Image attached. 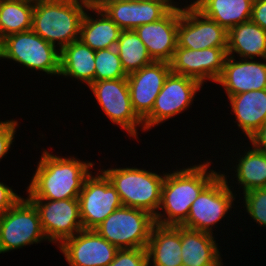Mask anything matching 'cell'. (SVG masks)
<instances>
[{"label":"cell","mask_w":266,"mask_h":266,"mask_svg":"<svg viewBox=\"0 0 266 266\" xmlns=\"http://www.w3.org/2000/svg\"><path fill=\"white\" fill-rule=\"evenodd\" d=\"M27 186L29 200H62L79 197L94 163L71 156H56L44 149Z\"/></svg>","instance_id":"1"},{"label":"cell","mask_w":266,"mask_h":266,"mask_svg":"<svg viewBox=\"0 0 266 266\" xmlns=\"http://www.w3.org/2000/svg\"><path fill=\"white\" fill-rule=\"evenodd\" d=\"M116 49L123 69L127 74L140 70L153 62L145 44L134 30H122Z\"/></svg>","instance_id":"29"},{"label":"cell","mask_w":266,"mask_h":266,"mask_svg":"<svg viewBox=\"0 0 266 266\" xmlns=\"http://www.w3.org/2000/svg\"><path fill=\"white\" fill-rule=\"evenodd\" d=\"M89 3L90 5H97L101 0H81Z\"/></svg>","instance_id":"37"},{"label":"cell","mask_w":266,"mask_h":266,"mask_svg":"<svg viewBox=\"0 0 266 266\" xmlns=\"http://www.w3.org/2000/svg\"><path fill=\"white\" fill-rule=\"evenodd\" d=\"M227 56V47L201 50L176 47L169 64L172 73L187 76L204 85L206 80L216 83Z\"/></svg>","instance_id":"14"},{"label":"cell","mask_w":266,"mask_h":266,"mask_svg":"<svg viewBox=\"0 0 266 266\" xmlns=\"http://www.w3.org/2000/svg\"><path fill=\"white\" fill-rule=\"evenodd\" d=\"M97 171L85 179L78 197L83 229H95L112 212L123 206L111 181L100 169Z\"/></svg>","instance_id":"11"},{"label":"cell","mask_w":266,"mask_h":266,"mask_svg":"<svg viewBox=\"0 0 266 266\" xmlns=\"http://www.w3.org/2000/svg\"><path fill=\"white\" fill-rule=\"evenodd\" d=\"M118 192L122 205L142 209L155 216L161 203L165 178L157 172L137 167L100 169Z\"/></svg>","instance_id":"4"},{"label":"cell","mask_w":266,"mask_h":266,"mask_svg":"<svg viewBox=\"0 0 266 266\" xmlns=\"http://www.w3.org/2000/svg\"><path fill=\"white\" fill-rule=\"evenodd\" d=\"M248 139L255 149L266 153V122Z\"/></svg>","instance_id":"36"},{"label":"cell","mask_w":266,"mask_h":266,"mask_svg":"<svg viewBox=\"0 0 266 266\" xmlns=\"http://www.w3.org/2000/svg\"><path fill=\"white\" fill-rule=\"evenodd\" d=\"M34 5L26 0L0 1V41L9 35L32 29Z\"/></svg>","instance_id":"28"},{"label":"cell","mask_w":266,"mask_h":266,"mask_svg":"<svg viewBox=\"0 0 266 266\" xmlns=\"http://www.w3.org/2000/svg\"><path fill=\"white\" fill-rule=\"evenodd\" d=\"M26 1L37 3V2H44V1H50V0H26Z\"/></svg>","instance_id":"38"},{"label":"cell","mask_w":266,"mask_h":266,"mask_svg":"<svg viewBox=\"0 0 266 266\" xmlns=\"http://www.w3.org/2000/svg\"><path fill=\"white\" fill-rule=\"evenodd\" d=\"M227 177L229 176L219 173L201 191L190 207L187 220L181 226L214 234L213 227L216 228V224L232 211V206H235L234 187L229 186Z\"/></svg>","instance_id":"6"},{"label":"cell","mask_w":266,"mask_h":266,"mask_svg":"<svg viewBox=\"0 0 266 266\" xmlns=\"http://www.w3.org/2000/svg\"><path fill=\"white\" fill-rule=\"evenodd\" d=\"M36 207L42 230L49 243L59 246L83 229L79 199L30 200Z\"/></svg>","instance_id":"13"},{"label":"cell","mask_w":266,"mask_h":266,"mask_svg":"<svg viewBox=\"0 0 266 266\" xmlns=\"http://www.w3.org/2000/svg\"><path fill=\"white\" fill-rule=\"evenodd\" d=\"M240 59L266 58V31L251 20L228 30L227 55Z\"/></svg>","instance_id":"24"},{"label":"cell","mask_w":266,"mask_h":266,"mask_svg":"<svg viewBox=\"0 0 266 266\" xmlns=\"http://www.w3.org/2000/svg\"><path fill=\"white\" fill-rule=\"evenodd\" d=\"M191 3L227 31L249 21L253 7V3L248 0H193Z\"/></svg>","instance_id":"26"},{"label":"cell","mask_w":266,"mask_h":266,"mask_svg":"<svg viewBox=\"0 0 266 266\" xmlns=\"http://www.w3.org/2000/svg\"><path fill=\"white\" fill-rule=\"evenodd\" d=\"M88 11L95 12V16ZM88 11H85L81 22L79 40L95 51L116 47L122 29L98 6L91 5Z\"/></svg>","instance_id":"22"},{"label":"cell","mask_w":266,"mask_h":266,"mask_svg":"<svg viewBox=\"0 0 266 266\" xmlns=\"http://www.w3.org/2000/svg\"><path fill=\"white\" fill-rule=\"evenodd\" d=\"M243 194L246 212L261 227H266V188H255Z\"/></svg>","instance_id":"31"},{"label":"cell","mask_w":266,"mask_h":266,"mask_svg":"<svg viewBox=\"0 0 266 266\" xmlns=\"http://www.w3.org/2000/svg\"><path fill=\"white\" fill-rule=\"evenodd\" d=\"M15 61L27 69L59 76L60 51L32 29L9 35L0 41V60Z\"/></svg>","instance_id":"5"},{"label":"cell","mask_w":266,"mask_h":266,"mask_svg":"<svg viewBox=\"0 0 266 266\" xmlns=\"http://www.w3.org/2000/svg\"><path fill=\"white\" fill-rule=\"evenodd\" d=\"M116 47L95 51V81L127 78Z\"/></svg>","instance_id":"30"},{"label":"cell","mask_w":266,"mask_h":266,"mask_svg":"<svg viewBox=\"0 0 266 266\" xmlns=\"http://www.w3.org/2000/svg\"><path fill=\"white\" fill-rule=\"evenodd\" d=\"M21 198L11 187L0 182V215L11 209Z\"/></svg>","instance_id":"34"},{"label":"cell","mask_w":266,"mask_h":266,"mask_svg":"<svg viewBox=\"0 0 266 266\" xmlns=\"http://www.w3.org/2000/svg\"><path fill=\"white\" fill-rule=\"evenodd\" d=\"M59 76L71 77L88 87L95 82V50L76 40L60 51Z\"/></svg>","instance_id":"25"},{"label":"cell","mask_w":266,"mask_h":266,"mask_svg":"<svg viewBox=\"0 0 266 266\" xmlns=\"http://www.w3.org/2000/svg\"><path fill=\"white\" fill-rule=\"evenodd\" d=\"M243 153L240 159L237 157L238 164L232 167L236 169V184L241 185L242 193L255 188H266V153L253 146Z\"/></svg>","instance_id":"27"},{"label":"cell","mask_w":266,"mask_h":266,"mask_svg":"<svg viewBox=\"0 0 266 266\" xmlns=\"http://www.w3.org/2000/svg\"><path fill=\"white\" fill-rule=\"evenodd\" d=\"M248 1H250L251 3H256V2H258L259 0H248Z\"/></svg>","instance_id":"40"},{"label":"cell","mask_w":266,"mask_h":266,"mask_svg":"<svg viewBox=\"0 0 266 266\" xmlns=\"http://www.w3.org/2000/svg\"><path fill=\"white\" fill-rule=\"evenodd\" d=\"M171 72L170 64L153 61L127 76L131 104L137 116L143 120L152 110L166 77Z\"/></svg>","instance_id":"17"},{"label":"cell","mask_w":266,"mask_h":266,"mask_svg":"<svg viewBox=\"0 0 266 266\" xmlns=\"http://www.w3.org/2000/svg\"><path fill=\"white\" fill-rule=\"evenodd\" d=\"M180 6L175 5L160 20L134 29L153 61L170 62L177 47Z\"/></svg>","instance_id":"18"},{"label":"cell","mask_w":266,"mask_h":266,"mask_svg":"<svg viewBox=\"0 0 266 266\" xmlns=\"http://www.w3.org/2000/svg\"><path fill=\"white\" fill-rule=\"evenodd\" d=\"M46 240L39 213L27 197L0 215V254Z\"/></svg>","instance_id":"8"},{"label":"cell","mask_w":266,"mask_h":266,"mask_svg":"<svg viewBox=\"0 0 266 266\" xmlns=\"http://www.w3.org/2000/svg\"><path fill=\"white\" fill-rule=\"evenodd\" d=\"M89 89L107 118L124 129L130 137L138 139L137 127H142L144 131V125L133 110L127 79L95 81Z\"/></svg>","instance_id":"9"},{"label":"cell","mask_w":266,"mask_h":266,"mask_svg":"<svg viewBox=\"0 0 266 266\" xmlns=\"http://www.w3.org/2000/svg\"><path fill=\"white\" fill-rule=\"evenodd\" d=\"M202 86L195 79L170 72L155 99L151 112L142 120L144 131H149L152 127L188 110Z\"/></svg>","instance_id":"10"},{"label":"cell","mask_w":266,"mask_h":266,"mask_svg":"<svg viewBox=\"0 0 266 266\" xmlns=\"http://www.w3.org/2000/svg\"><path fill=\"white\" fill-rule=\"evenodd\" d=\"M17 126V120L0 121V161L9 153L14 142Z\"/></svg>","instance_id":"33"},{"label":"cell","mask_w":266,"mask_h":266,"mask_svg":"<svg viewBox=\"0 0 266 266\" xmlns=\"http://www.w3.org/2000/svg\"><path fill=\"white\" fill-rule=\"evenodd\" d=\"M208 160L177 171L165 172L161 203L154 216L156 224L181 226L189 215L190 207L201 191L221 172L209 167ZM164 209V210H163ZM162 210V211H161ZM163 213H161V212Z\"/></svg>","instance_id":"2"},{"label":"cell","mask_w":266,"mask_h":266,"mask_svg":"<svg viewBox=\"0 0 266 266\" xmlns=\"http://www.w3.org/2000/svg\"><path fill=\"white\" fill-rule=\"evenodd\" d=\"M154 224V216L149 212L122 206L95 230L118 249L146 248Z\"/></svg>","instance_id":"7"},{"label":"cell","mask_w":266,"mask_h":266,"mask_svg":"<svg viewBox=\"0 0 266 266\" xmlns=\"http://www.w3.org/2000/svg\"><path fill=\"white\" fill-rule=\"evenodd\" d=\"M176 4L177 2L173 0H144L140 2L101 0L96 6L122 30H134L138 26L160 20Z\"/></svg>","instance_id":"16"},{"label":"cell","mask_w":266,"mask_h":266,"mask_svg":"<svg viewBox=\"0 0 266 266\" xmlns=\"http://www.w3.org/2000/svg\"><path fill=\"white\" fill-rule=\"evenodd\" d=\"M121 1H126V2H140V1H144V0H121Z\"/></svg>","instance_id":"39"},{"label":"cell","mask_w":266,"mask_h":266,"mask_svg":"<svg viewBox=\"0 0 266 266\" xmlns=\"http://www.w3.org/2000/svg\"><path fill=\"white\" fill-rule=\"evenodd\" d=\"M237 126L248 138L266 122V89L227 97Z\"/></svg>","instance_id":"23"},{"label":"cell","mask_w":266,"mask_h":266,"mask_svg":"<svg viewBox=\"0 0 266 266\" xmlns=\"http://www.w3.org/2000/svg\"><path fill=\"white\" fill-rule=\"evenodd\" d=\"M90 6L81 0L37 2L33 10L32 30L61 51L66 45L79 40L81 22Z\"/></svg>","instance_id":"3"},{"label":"cell","mask_w":266,"mask_h":266,"mask_svg":"<svg viewBox=\"0 0 266 266\" xmlns=\"http://www.w3.org/2000/svg\"><path fill=\"white\" fill-rule=\"evenodd\" d=\"M57 247L69 266H108L119 250L95 229H82Z\"/></svg>","instance_id":"15"},{"label":"cell","mask_w":266,"mask_h":266,"mask_svg":"<svg viewBox=\"0 0 266 266\" xmlns=\"http://www.w3.org/2000/svg\"><path fill=\"white\" fill-rule=\"evenodd\" d=\"M258 60L260 59L255 61L239 58L237 61L236 57H226L223 71L216 83L224 88L227 97L266 89V58L265 62Z\"/></svg>","instance_id":"19"},{"label":"cell","mask_w":266,"mask_h":266,"mask_svg":"<svg viewBox=\"0 0 266 266\" xmlns=\"http://www.w3.org/2000/svg\"><path fill=\"white\" fill-rule=\"evenodd\" d=\"M250 20L266 31V0H259L253 4Z\"/></svg>","instance_id":"35"},{"label":"cell","mask_w":266,"mask_h":266,"mask_svg":"<svg viewBox=\"0 0 266 266\" xmlns=\"http://www.w3.org/2000/svg\"><path fill=\"white\" fill-rule=\"evenodd\" d=\"M148 266H182L181 226L154 224L146 246Z\"/></svg>","instance_id":"21"},{"label":"cell","mask_w":266,"mask_h":266,"mask_svg":"<svg viewBox=\"0 0 266 266\" xmlns=\"http://www.w3.org/2000/svg\"><path fill=\"white\" fill-rule=\"evenodd\" d=\"M108 266H148L146 248L119 249Z\"/></svg>","instance_id":"32"},{"label":"cell","mask_w":266,"mask_h":266,"mask_svg":"<svg viewBox=\"0 0 266 266\" xmlns=\"http://www.w3.org/2000/svg\"><path fill=\"white\" fill-rule=\"evenodd\" d=\"M177 29V47L201 50L227 47L228 31L201 13L192 3L182 7Z\"/></svg>","instance_id":"12"},{"label":"cell","mask_w":266,"mask_h":266,"mask_svg":"<svg viewBox=\"0 0 266 266\" xmlns=\"http://www.w3.org/2000/svg\"><path fill=\"white\" fill-rule=\"evenodd\" d=\"M213 234L181 226V258L186 266H223Z\"/></svg>","instance_id":"20"}]
</instances>
